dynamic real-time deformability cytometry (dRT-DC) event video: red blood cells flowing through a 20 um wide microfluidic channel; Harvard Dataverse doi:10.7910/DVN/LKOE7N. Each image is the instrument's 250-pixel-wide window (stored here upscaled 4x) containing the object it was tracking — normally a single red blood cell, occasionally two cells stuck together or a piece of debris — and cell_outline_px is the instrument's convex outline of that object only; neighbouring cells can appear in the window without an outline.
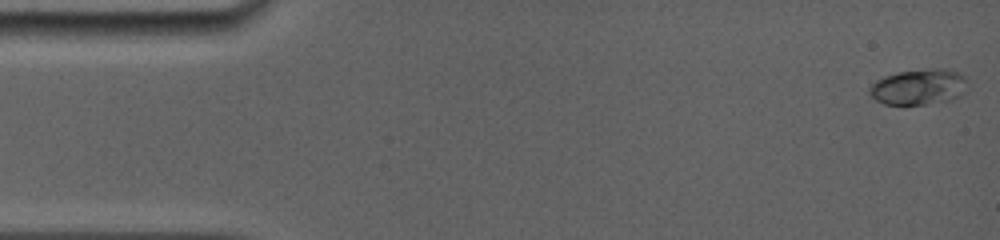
{"species": "common noctule bat (a hibernating species)", "species_latin": "Nyctalus noctula", "temperature_condition": "room temperature", "stored_images_in_passage": 34, "camera_frame_rate_fps": 5000, "um_per_image_px": 0.085, "animal": {"sex": "female", "body_mass_g": 19.0, "forearm_length_mm": 56.7}, "frame": {"image": 1, "passage_image": 1, "time_ms": 0.0, "image_size_px": [1000, 240], "cell_outline_px": [[964, 92], [960, 96], [948, 100], [924, 104], [884, 104], [876, 100], [868, 92], [868, 88], [876, 80], [884, 76], [900, 72], [928, 68], [944, 68], [960, 72], [964, 76]], "centroid_in_image_um": [78.06, 7.37], "position_along_channel_um": 6.9, "area_um2": 20.23}}
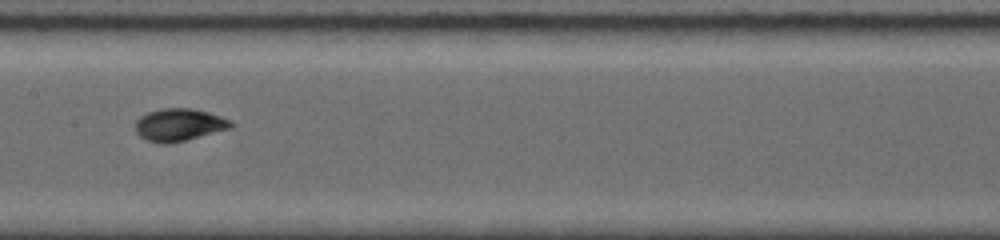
{"frame": {"image": 2, "passage_image": 17, "time_ms": 7.8, "image_size_px": [1000, 240], "cell_outline_px": [[232, 128], [168, 144], [160, 144], [148, 140], [140, 136], [136, 132], [136, 120], [140, 116], [148, 112], [160, 108], [192, 108], [208, 112], [232, 120]], "centroid_in_image_um": [15.22, 10.6], "position_along_channel_um": 192.2, "area_um2": 18.03}}
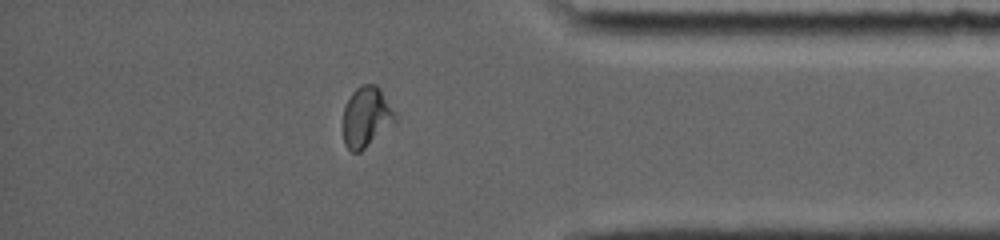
{"frame": {"image": 3, "passage_image": 29, "time_ms": 13.4, "image_size_px": [1000, 240], "cell_outline_px": [[396, 124], [360, 152], [352, 152], [344, 144], [344, 108], [352, 92], [360, 84], [376, 84], [380, 88], [396, 116]], "centroid_in_image_um": [31.16, 9.95], "position_along_channel_um": 404.0, "area_um2": 18.38}, "authors_computed_cell_mechanics": {"area_um2": 17.629, "velocity_mm_per_s": 3.9462, "shape_relaxation_time_tau1_ms": 3.3514, "shape_relaxation_time_tau2_ms": null, "deformation_change_tau1": 0.1275, "deformation_change_tau2": null}}